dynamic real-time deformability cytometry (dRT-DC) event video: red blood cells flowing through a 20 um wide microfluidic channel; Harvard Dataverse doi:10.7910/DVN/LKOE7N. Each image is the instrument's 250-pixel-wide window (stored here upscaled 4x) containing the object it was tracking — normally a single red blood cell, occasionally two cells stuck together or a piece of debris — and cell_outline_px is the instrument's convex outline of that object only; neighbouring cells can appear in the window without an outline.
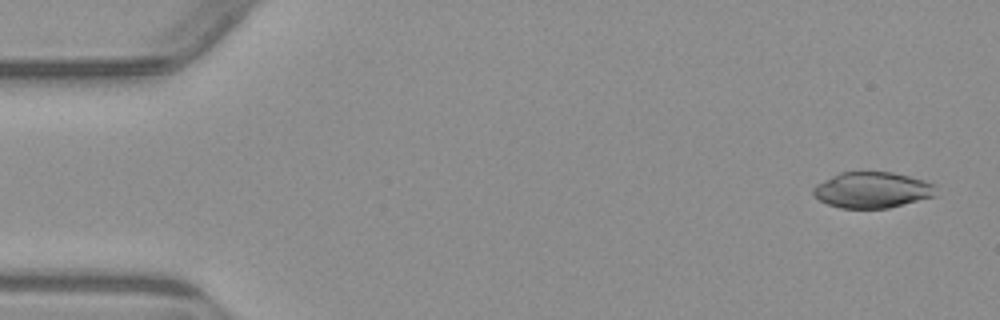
{"species": "common noctule bat (a hibernating species)", "species_latin": "Nyctalus noctula", "temperature_condition": "warm", "stored_images_in_passage": 5, "camera_frame_rate_fps": 3000, "um_per_image_px": 0.085, "animal": {"sex": "male", "body_mass_g": 23.1, "forearm_length_mm": 52.7}, "frame": {"image": 1, "passage_image": 1, "time_ms": 0.0, "image_size_px": [1000, 320], "cell_outline_px": [[936, 184], [932, 196], [888, 208], [840, 208], [828, 204], [820, 200], [812, 192], [812, 188], [816, 184], [840, 172], [892, 172], [924, 180]], "centroid_in_image_um": [74.1, 16.14], "position_along_channel_um": 10.9, "area_um2": 25.37}}